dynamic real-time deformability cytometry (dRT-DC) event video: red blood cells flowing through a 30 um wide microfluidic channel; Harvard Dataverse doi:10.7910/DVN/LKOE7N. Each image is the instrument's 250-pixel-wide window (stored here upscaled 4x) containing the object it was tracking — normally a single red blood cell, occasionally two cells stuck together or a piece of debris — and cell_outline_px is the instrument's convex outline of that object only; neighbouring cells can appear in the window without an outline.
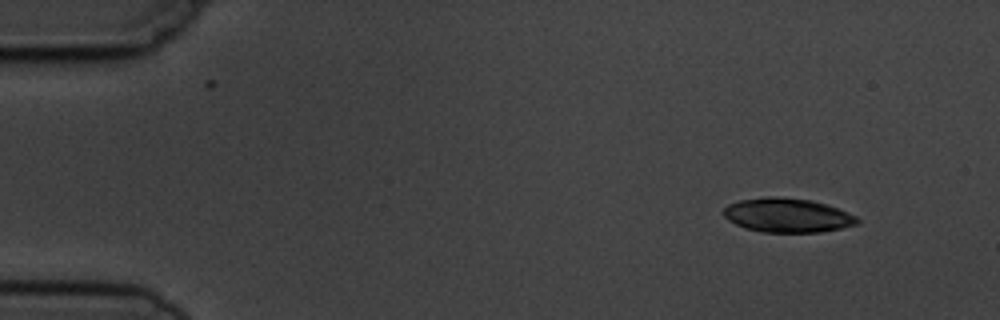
{"species": "common noctule bat (a hibernating species)", "species_latin": "Nyctalus noctula", "temperature_condition": "cold", "stored_images_in_passage": 4, "camera_frame_rate_fps": 3000, "um_per_image_px": 0.085, "animal": {"sex": "male", "body_mass_g": 19.5, "forearm_length_mm": 54.6}, "frame": {"image": 1, "passage_image": 1, "time_ms": 0.0, "image_size_px": [1000, 320], "cell_outline_px": [[860, 220], [856, 224], [840, 228], [820, 232], [764, 232], [748, 228], [736, 224], [728, 220], [724, 216], [724, 208], [728, 204], [740, 200], [768, 196], [776, 196], [812, 200], [836, 208], [856, 216]], "centroid_in_image_um": [66.91, 18.29], "position_along_channel_um": 18.1, "area_um2": 26.3}}
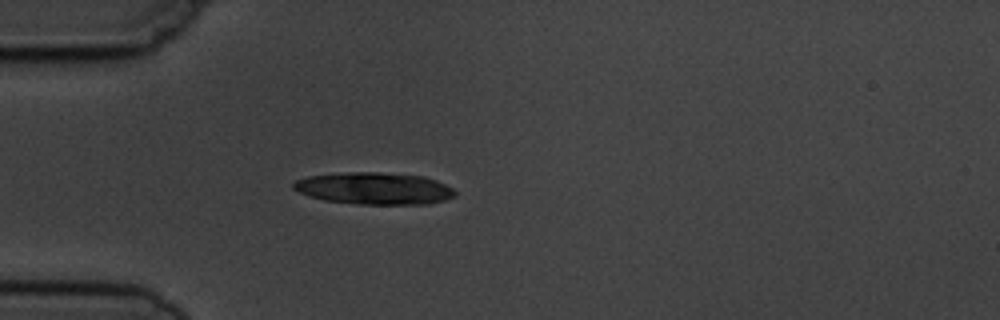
{"frame": {"image": 2, "passage_image": 4, "time_ms": 3.333, "image_size_px": [1000, 320], "cell_outline_px": [[456, 196], [444, 200], [428, 204], [360, 204], [324, 200], [300, 192], [292, 188], [292, 184], [296, 180], [308, 176], [348, 172], [380, 172], [420, 176], [436, 180], [452, 188], [456, 192]], "centroid_in_image_um": [31.82, 16.01], "position_along_channel_um": 53.2, "area_um2": 29.88}}